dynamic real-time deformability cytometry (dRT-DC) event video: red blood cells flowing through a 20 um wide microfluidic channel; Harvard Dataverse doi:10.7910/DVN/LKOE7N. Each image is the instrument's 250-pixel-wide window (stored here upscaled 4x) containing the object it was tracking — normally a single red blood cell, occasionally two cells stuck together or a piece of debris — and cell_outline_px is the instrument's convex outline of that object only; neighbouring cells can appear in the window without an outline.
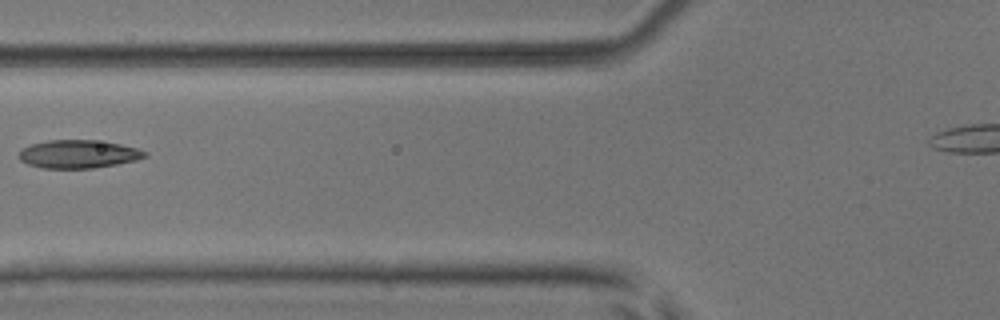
{"species": "common noctule bat (a hibernating species)", "species_latin": "Nyctalus noctula", "temperature_condition": "room temperature", "stored_images_in_passage": 5, "camera_frame_rate_fps": 3000, "um_per_image_px": 0.085, "animal": {"sex": "male", "body_mass_g": 17.9, "forearm_length_mm": 54.2}, "frame": {"image": 1, "passage_image": 4, "time_ms": 3.667, "image_size_px": [1000, 320], "cell_outline_px": [[148, 156], [136, 160], [116, 164], [92, 168], [44, 168], [28, 164], [20, 160], [16, 156], [24, 148], [32, 144], [48, 140], [96, 140], [120, 144], [136, 148], [148, 152]], "centroid_in_image_um": [6.67, 13.09], "position_along_channel_um": 119.1, "area_um2": 20.58}}
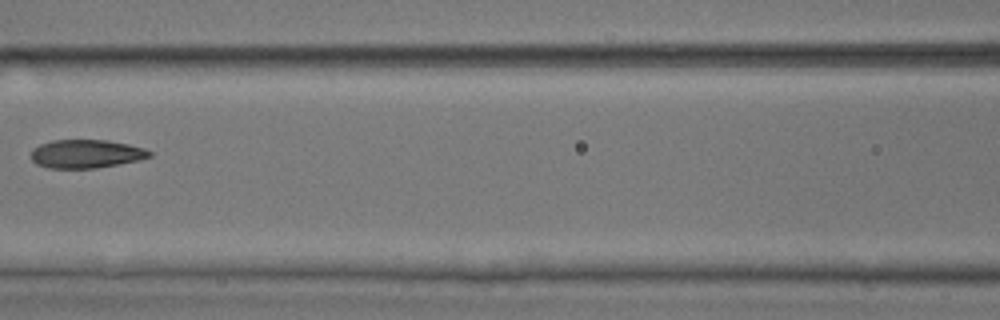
{"frame": {"image": 2, "passage_image": 5, "time_ms": 4.667, "image_size_px": [1000, 320], "cell_outline_px": [[152, 156], [140, 160], [96, 168], [48, 168], [36, 164], [32, 160], [32, 148], [40, 144], [52, 140], [108, 140], [128, 144], [144, 148], [152, 152]], "centroid_in_image_um": [7.33, 13.07], "position_along_channel_um": 159.3, "area_um2": 19.71}}